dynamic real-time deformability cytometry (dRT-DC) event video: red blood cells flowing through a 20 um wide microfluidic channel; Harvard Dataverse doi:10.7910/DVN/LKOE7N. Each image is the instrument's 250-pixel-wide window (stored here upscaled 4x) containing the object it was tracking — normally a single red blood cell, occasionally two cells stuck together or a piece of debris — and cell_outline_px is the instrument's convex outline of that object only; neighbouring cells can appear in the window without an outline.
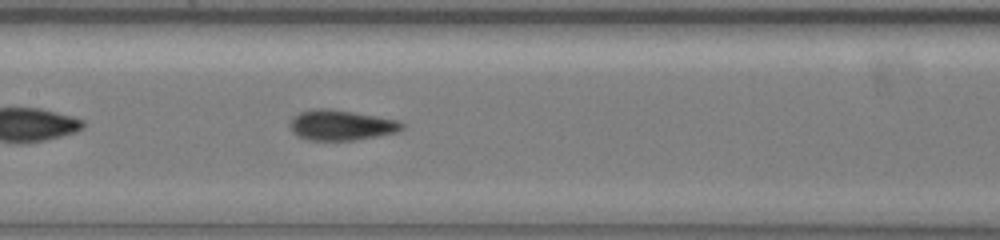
{"species": "common noctule bat (a hibernating species)", "species_latin": "Nyctalus noctula", "temperature_condition": "warm", "stored_images_in_passage": 40, "camera_frame_rate_fps": 3000, "um_per_image_px": 0.085, "animal": {"sex": "female", "body_mass_g": 19.5, "forearm_length_mm": 54.1}, "frame": {"image": 1, "passage_image": 12, "time_ms": 3.667, "image_size_px": [1000, 240], "cell_outline_px": [[404, 128], [396, 132], [380, 136], [356, 140], [308, 140], [296, 136], [292, 132], [292, 120], [300, 112], [320, 108], [324, 108], [352, 112], [396, 120], [404, 124]], "centroid_in_image_um": [29.02, 10.66], "position_along_channel_um": 178.4, "area_um2": 19.42}}
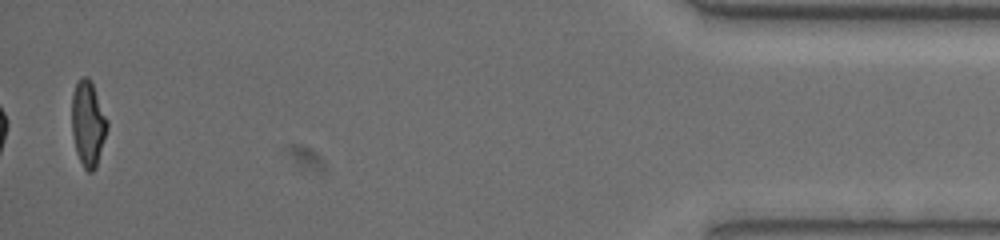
{"frame": {"image": 2, "passage_image": 40, "time_ms": 13.0, "image_size_px": [1000, 240], "cell_outline_px": [[108, 128], [96, 168], [92, 172], [88, 172], [84, 168], [76, 152], [72, 132], [72, 92], [76, 84], [84, 76], [88, 76], [92, 84], [108, 120]], "centroid_in_image_um": [7.48, 10.53], "position_along_channel_um": 427.7, "area_um2": 17.51}, "authors_computed_cell_mechanics": {"area_um2": 18.5538, "velocity_mm_per_s": 3.4556, "shape_relaxation_time_tau1_ms": 6.7628, "shape_relaxation_time_tau2_ms": 1.322, "deformation_change_tau1": 0.2377, "deformation_change_tau2": 0.0893}}